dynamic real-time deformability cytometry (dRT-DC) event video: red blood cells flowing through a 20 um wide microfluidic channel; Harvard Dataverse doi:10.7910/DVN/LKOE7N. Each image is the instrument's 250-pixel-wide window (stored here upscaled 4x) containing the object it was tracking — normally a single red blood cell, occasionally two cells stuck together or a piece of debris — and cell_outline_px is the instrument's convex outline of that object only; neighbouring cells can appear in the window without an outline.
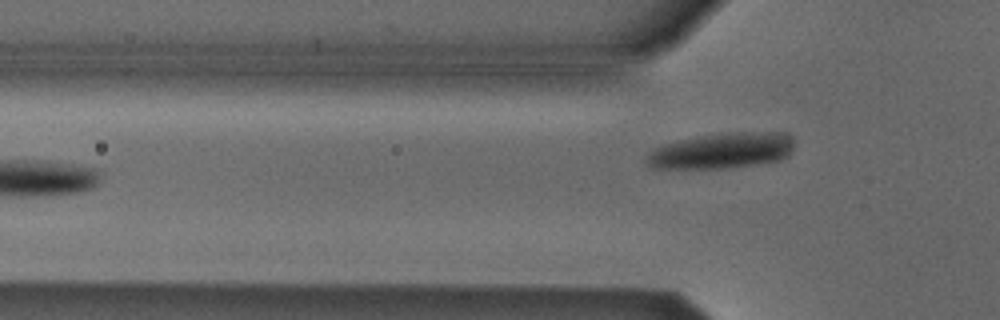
{"species": "Egyptian fruit bat (a non-hibernating species)", "species_latin": "Rousettus aegyptiacus", "temperature_condition": "cold", "stored_images_in_passage": 5, "camera_frame_rate_fps": 3000, "um_per_image_px": 0.085, "animal": {"sex": "male"}, "frame": {"image": 1, "passage_image": 5, "time_ms": 1.333, "image_size_px": [1000, 320], "cell_outline_px": [[792, 148], [784, 156], [776, 160], [752, 164], [724, 168], [652, 168], [644, 160], [648, 152], [652, 148], [676, 140], [696, 136], [720, 132], [780, 132], [788, 136], [792, 140]], "centroid_in_image_um": [61.23, 12.79], "position_along_channel_um": 64.6, "area_um2": 30.52}}